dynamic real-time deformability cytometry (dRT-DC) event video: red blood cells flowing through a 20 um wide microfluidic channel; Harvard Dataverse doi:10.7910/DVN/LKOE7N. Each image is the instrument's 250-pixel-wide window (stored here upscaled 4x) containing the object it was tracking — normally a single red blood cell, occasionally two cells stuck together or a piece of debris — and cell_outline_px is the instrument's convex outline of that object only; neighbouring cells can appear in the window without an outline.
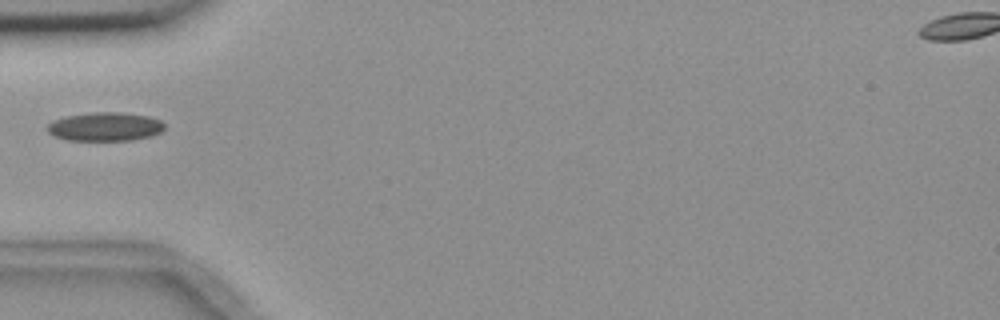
{"species": "common noctule bat (a hibernating species)", "species_latin": "Nyctalus noctula", "temperature_condition": "room temperature", "stored_images_in_passage": 6, "camera_frame_rate_fps": 3000, "um_per_image_px": 0.085, "animal": {"sex": "female", "body_mass_g": 18.4}, "frame": {"image": 1, "passage_image": 6, "time_ms": 5.667, "image_size_px": [1000, 320], "cell_outline_px": [[164, 128], [160, 132], [152, 136], [132, 140], [68, 140], [56, 136], [48, 132], [48, 124], [64, 116], [92, 112], [120, 112], [148, 116], [160, 120], [164, 124]], "centroid_in_image_um": [8.96, 10.76], "position_along_channel_um": 76.0, "area_um2": 19.48}}